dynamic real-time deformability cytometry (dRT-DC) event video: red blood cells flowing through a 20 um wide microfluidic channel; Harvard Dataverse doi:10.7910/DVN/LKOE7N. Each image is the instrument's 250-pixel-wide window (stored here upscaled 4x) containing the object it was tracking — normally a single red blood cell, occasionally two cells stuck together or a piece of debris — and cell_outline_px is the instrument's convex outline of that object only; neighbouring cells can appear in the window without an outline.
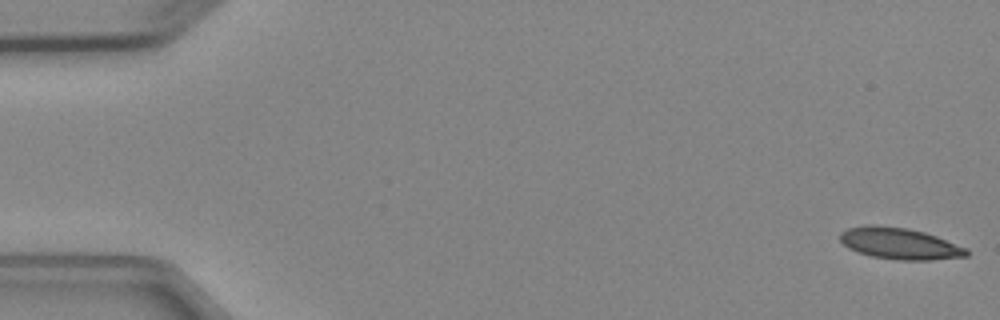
{"species": "Egyptian fruit bat (a non-hibernating species)", "species_latin": "Rousettus aegyptiacus", "temperature_condition": "cold", "stored_images_in_passage": 4, "camera_frame_rate_fps": 3000, "um_per_image_px": 0.085, "animal": {"sex": "female"}, "frame": {"image": 1, "passage_image": 1, "time_ms": 0.0, "image_size_px": [1000, 320], "cell_outline_px": [[968, 256], [932, 260], [900, 260], [872, 256], [848, 248], [840, 240], [840, 232], [848, 228], [864, 224], [872, 224], [908, 228], [924, 232], [936, 236], [968, 248]], "centroid_in_image_um": [76.47, 20.69], "position_along_channel_um": 8.5, "area_um2": 23.24}}
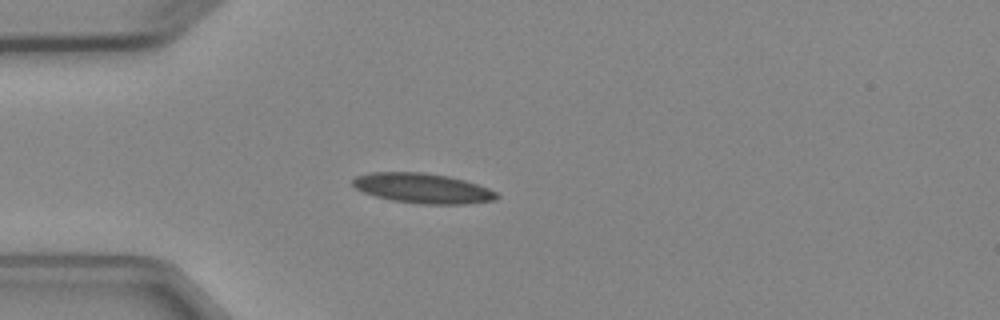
{"frame": {"image": 2, "passage_image": 4, "time_ms": 4.333, "image_size_px": [1000, 320], "cell_outline_px": [[500, 196], [496, 200], [464, 204], [420, 204], [392, 200], [376, 196], [364, 192], [356, 188], [352, 184], [352, 180], [356, 176], [372, 172], [424, 172], [448, 176], [464, 180], [488, 188], [496, 192]], "centroid_in_image_um": [35.94, 16.0], "position_along_channel_um": 49.1, "area_um2": 25.09}}